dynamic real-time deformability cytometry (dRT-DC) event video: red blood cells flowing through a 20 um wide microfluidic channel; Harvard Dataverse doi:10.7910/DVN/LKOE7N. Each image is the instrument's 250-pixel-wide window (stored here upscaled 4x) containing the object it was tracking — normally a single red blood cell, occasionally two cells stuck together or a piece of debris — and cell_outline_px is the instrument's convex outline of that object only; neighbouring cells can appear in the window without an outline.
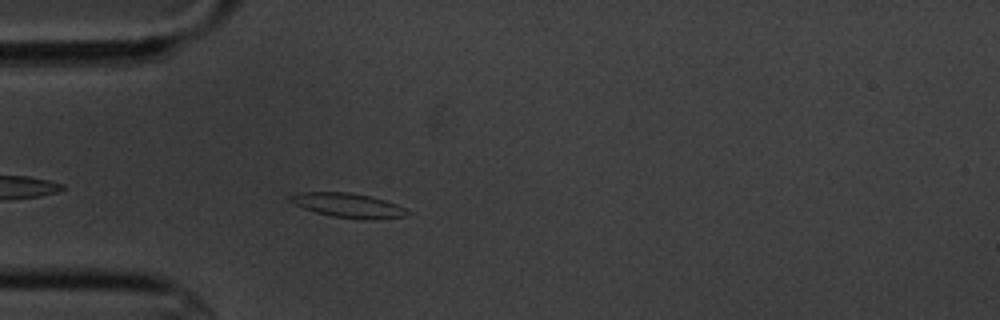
{"species": "common noctule bat (a hibernating species)", "species_latin": "Nyctalus noctula", "temperature_condition": "cold", "stored_images_in_passage": 3, "camera_frame_rate_fps": 3000, "um_per_image_px": 0.085, "animal": {"sex": "male", "body_mass_g": 20.1, "forearm_length_mm": 53.5}, "frame": {"image": 1, "passage_image": 3, "time_ms": 3.0, "image_size_px": [1000, 320], "cell_outline_px": [[412, 212], [408, 216], [372, 220], [364, 220], [332, 216], [316, 212], [304, 208], [288, 200], [288, 196], [296, 192], [348, 192], [372, 196], [396, 204]], "centroid_in_image_um": [29.62, 17.46], "position_along_channel_um": 55.4, "area_um2": 16.82}}